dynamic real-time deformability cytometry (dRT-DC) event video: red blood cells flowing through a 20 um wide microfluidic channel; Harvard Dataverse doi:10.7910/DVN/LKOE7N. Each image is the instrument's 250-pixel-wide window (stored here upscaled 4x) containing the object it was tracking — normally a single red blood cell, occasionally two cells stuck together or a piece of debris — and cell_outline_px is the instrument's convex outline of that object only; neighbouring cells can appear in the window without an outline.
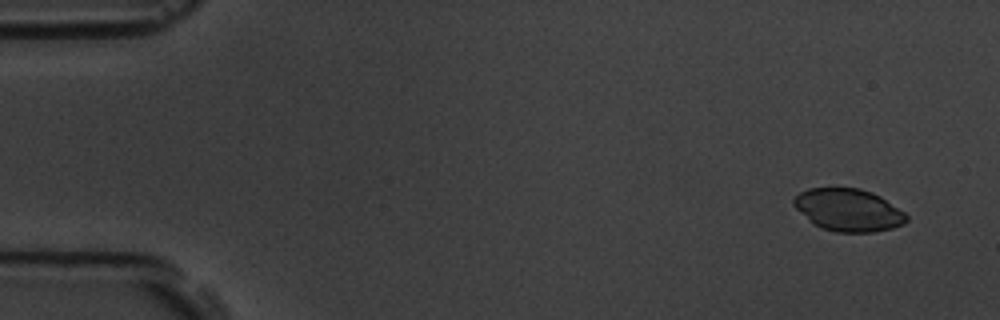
{"species": "common noctule bat (a hibernating species)", "species_latin": "Nyctalus noctula", "temperature_condition": "room temperature", "stored_images_in_passage": 6, "camera_frame_rate_fps": 3000, "um_per_image_px": 0.085, "animal": {"sex": "male", "body_mass_g": 19.5, "forearm_length_mm": 54.6}, "frame": {"image": 1, "passage_image": 1, "time_ms": 0.0, "image_size_px": [1000, 320], "cell_outline_px": [[908, 220], [904, 224], [892, 228], [872, 232], [836, 232], [820, 228], [812, 224], [792, 204], [792, 200], [800, 192], [808, 188], [860, 188], [872, 192], [880, 196], [904, 212], [908, 216]], "centroid_in_image_um": [72.1, 17.85], "position_along_channel_um": 12.9, "area_um2": 27.98}}